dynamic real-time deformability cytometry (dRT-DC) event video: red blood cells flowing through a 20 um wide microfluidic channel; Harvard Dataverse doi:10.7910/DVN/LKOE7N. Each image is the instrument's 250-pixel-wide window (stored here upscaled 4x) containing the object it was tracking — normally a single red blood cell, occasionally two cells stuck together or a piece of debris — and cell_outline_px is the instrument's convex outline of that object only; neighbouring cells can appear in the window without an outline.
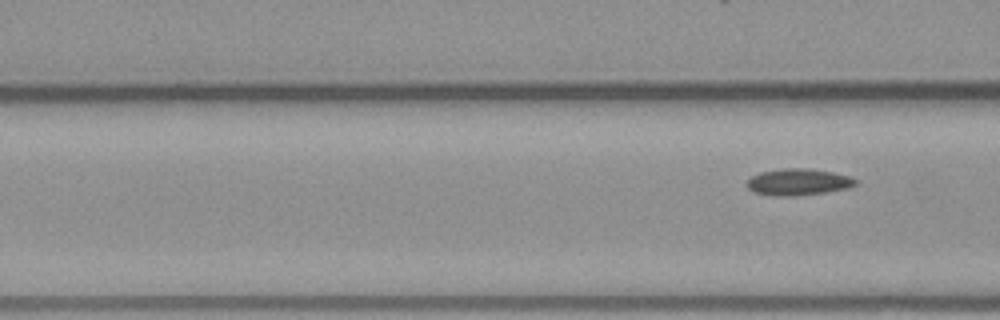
{"species": "common noctule bat (a hibernating species)", "species_latin": "Nyctalus noctula", "temperature_condition": "warm", "stored_images_in_passage": 3, "camera_frame_rate_fps": 3000, "um_per_image_px": 0.085, "animal": {"sex": "male", "body_mass_g": 23.1, "forearm_length_mm": 52.7}, "frame": {"image": 1, "passage_image": 3, "time_ms": 2.333, "image_size_px": [1000, 320], "cell_outline_px": [[856, 184], [848, 188], [824, 192], [792, 196], [776, 196], [752, 192], [744, 184], [752, 176], [760, 172], [780, 168], [804, 168], [832, 172], [848, 176], [856, 180]], "centroid_in_image_um": [67.78, 15.47], "position_along_channel_um": 98.8, "area_um2": 16.76}}